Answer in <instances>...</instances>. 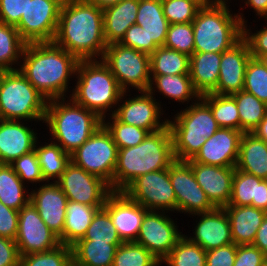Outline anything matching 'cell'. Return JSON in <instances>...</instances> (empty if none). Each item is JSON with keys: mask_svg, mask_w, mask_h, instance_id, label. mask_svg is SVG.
Wrapping results in <instances>:
<instances>
[{"mask_svg": "<svg viewBox=\"0 0 267 266\" xmlns=\"http://www.w3.org/2000/svg\"><path fill=\"white\" fill-rule=\"evenodd\" d=\"M245 6L252 8L256 15L267 19V0H245Z\"/></svg>", "mask_w": 267, "mask_h": 266, "instance_id": "680465c9", "label": "cell"}, {"mask_svg": "<svg viewBox=\"0 0 267 266\" xmlns=\"http://www.w3.org/2000/svg\"><path fill=\"white\" fill-rule=\"evenodd\" d=\"M242 134L240 130L219 128L188 161L204 165L236 167Z\"/></svg>", "mask_w": 267, "mask_h": 266, "instance_id": "ac0fdd59", "label": "cell"}, {"mask_svg": "<svg viewBox=\"0 0 267 266\" xmlns=\"http://www.w3.org/2000/svg\"><path fill=\"white\" fill-rule=\"evenodd\" d=\"M162 265L145 247L133 242L120 244L112 266H159Z\"/></svg>", "mask_w": 267, "mask_h": 266, "instance_id": "b9f144b4", "label": "cell"}, {"mask_svg": "<svg viewBox=\"0 0 267 266\" xmlns=\"http://www.w3.org/2000/svg\"><path fill=\"white\" fill-rule=\"evenodd\" d=\"M147 34V54L164 46L170 23L163 14L161 0H139L136 23Z\"/></svg>", "mask_w": 267, "mask_h": 266, "instance_id": "d4e9b609", "label": "cell"}, {"mask_svg": "<svg viewBox=\"0 0 267 266\" xmlns=\"http://www.w3.org/2000/svg\"><path fill=\"white\" fill-rule=\"evenodd\" d=\"M26 44L15 26L0 22V71L18 70Z\"/></svg>", "mask_w": 267, "mask_h": 266, "instance_id": "d590c367", "label": "cell"}, {"mask_svg": "<svg viewBox=\"0 0 267 266\" xmlns=\"http://www.w3.org/2000/svg\"><path fill=\"white\" fill-rule=\"evenodd\" d=\"M44 123L49 127L50 140L71 154L102 125V119L68 97L48 101Z\"/></svg>", "mask_w": 267, "mask_h": 266, "instance_id": "277c9868", "label": "cell"}, {"mask_svg": "<svg viewBox=\"0 0 267 266\" xmlns=\"http://www.w3.org/2000/svg\"><path fill=\"white\" fill-rule=\"evenodd\" d=\"M78 241L109 242V244L123 243L109 213L104 208L95 213L85 236Z\"/></svg>", "mask_w": 267, "mask_h": 266, "instance_id": "7bdbcfd3", "label": "cell"}, {"mask_svg": "<svg viewBox=\"0 0 267 266\" xmlns=\"http://www.w3.org/2000/svg\"><path fill=\"white\" fill-rule=\"evenodd\" d=\"M25 186L10 164H0V201L5 206L19 211L27 205L30 189Z\"/></svg>", "mask_w": 267, "mask_h": 266, "instance_id": "836d02e7", "label": "cell"}, {"mask_svg": "<svg viewBox=\"0 0 267 266\" xmlns=\"http://www.w3.org/2000/svg\"><path fill=\"white\" fill-rule=\"evenodd\" d=\"M38 186L30 192V202L48 228L59 237L65 224L67 196L57 182L46 181Z\"/></svg>", "mask_w": 267, "mask_h": 266, "instance_id": "44dd1931", "label": "cell"}, {"mask_svg": "<svg viewBox=\"0 0 267 266\" xmlns=\"http://www.w3.org/2000/svg\"><path fill=\"white\" fill-rule=\"evenodd\" d=\"M267 256L252 244L237 245L233 266H263Z\"/></svg>", "mask_w": 267, "mask_h": 266, "instance_id": "816d5d0a", "label": "cell"}, {"mask_svg": "<svg viewBox=\"0 0 267 266\" xmlns=\"http://www.w3.org/2000/svg\"><path fill=\"white\" fill-rule=\"evenodd\" d=\"M243 90L267 104V69L257 58L247 64Z\"/></svg>", "mask_w": 267, "mask_h": 266, "instance_id": "f6af8a7d", "label": "cell"}, {"mask_svg": "<svg viewBox=\"0 0 267 266\" xmlns=\"http://www.w3.org/2000/svg\"><path fill=\"white\" fill-rule=\"evenodd\" d=\"M56 182L68 200L88 206L104 207L107 197L113 192L106 181L87 173L72 161Z\"/></svg>", "mask_w": 267, "mask_h": 266, "instance_id": "4fadbf2b", "label": "cell"}, {"mask_svg": "<svg viewBox=\"0 0 267 266\" xmlns=\"http://www.w3.org/2000/svg\"><path fill=\"white\" fill-rule=\"evenodd\" d=\"M119 245L109 242L77 241L71 246L73 266H112Z\"/></svg>", "mask_w": 267, "mask_h": 266, "instance_id": "d6a6232c", "label": "cell"}, {"mask_svg": "<svg viewBox=\"0 0 267 266\" xmlns=\"http://www.w3.org/2000/svg\"><path fill=\"white\" fill-rule=\"evenodd\" d=\"M88 1L97 5L100 9L104 10L124 0H88Z\"/></svg>", "mask_w": 267, "mask_h": 266, "instance_id": "94428289", "label": "cell"}, {"mask_svg": "<svg viewBox=\"0 0 267 266\" xmlns=\"http://www.w3.org/2000/svg\"><path fill=\"white\" fill-rule=\"evenodd\" d=\"M164 47L187 54L194 53V31L192 22L170 24Z\"/></svg>", "mask_w": 267, "mask_h": 266, "instance_id": "bcb514c9", "label": "cell"}, {"mask_svg": "<svg viewBox=\"0 0 267 266\" xmlns=\"http://www.w3.org/2000/svg\"><path fill=\"white\" fill-rule=\"evenodd\" d=\"M258 59L262 62V64L267 69V55L260 56Z\"/></svg>", "mask_w": 267, "mask_h": 266, "instance_id": "be15d7a7", "label": "cell"}, {"mask_svg": "<svg viewBox=\"0 0 267 266\" xmlns=\"http://www.w3.org/2000/svg\"><path fill=\"white\" fill-rule=\"evenodd\" d=\"M228 205L252 206L267 212V179L258 178L235 168Z\"/></svg>", "mask_w": 267, "mask_h": 266, "instance_id": "484cf974", "label": "cell"}, {"mask_svg": "<svg viewBox=\"0 0 267 266\" xmlns=\"http://www.w3.org/2000/svg\"><path fill=\"white\" fill-rule=\"evenodd\" d=\"M174 116L173 121L168 119V126L172 135L175 160L192 159L206 139L220 128L210 107L201 98Z\"/></svg>", "mask_w": 267, "mask_h": 266, "instance_id": "52a82bcc", "label": "cell"}, {"mask_svg": "<svg viewBox=\"0 0 267 266\" xmlns=\"http://www.w3.org/2000/svg\"><path fill=\"white\" fill-rule=\"evenodd\" d=\"M123 242L136 241L143 216L148 211L142 205L131 200L124 192L113 191L103 207Z\"/></svg>", "mask_w": 267, "mask_h": 266, "instance_id": "d6986e66", "label": "cell"}, {"mask_svg": "<svg viewBox=\"0 0 267 266\" xmlns=\"http://www.w3.org/2000/svg\"><path fill=\"white\" fill-rule=\"evenodd\" d=\"M10 165L24 184H27L25 181L32 185L46 182L42 176L35 149L14 160Z\"/></svg>", "mask_w": 267, "mask_h": 266, "instance_id": "c3c4849f", "label": "cell"}, {"mask_svg": "<svg viewBox=\"0 0 267 266\" xmlns=\"http://www.w3.org/2000/svg\"><path fill=\"white\" fill-rule=\"evenodd\" d=\"M75 76L76 85L69 97L75 103L94 111L101 119L106 114L113 115L124 91L103 61L79 60Z\"/></svg>", "mask_w": 267, "mask_h": 266, "instance_id": "8992f818", "label": "cell"}, {"mask_svg": "<svg viewBox=\"0 0 267 266\" xmlns=\"http://www.w3.org/2000/svg\"><path fill=\"white\" fill-rule=\"evenodd\" d=\"M174 161L169 126L149 133L140 144L118 149L113 174V191L123 192L139 176L167 169Z\"/></svg>", "mask_w": 267, "mask_h": 266, "instance_id": "3957f363", "label": "cell"}, {"mask_svg": "<svg viewBox=\"0 0 267 266\" xmlns=\"http://www.w3.org/2000/svg\"><path fill=\"white\" fill-rule=\"evenodd\" d=\"M222 53L194 52L190 56L189 74L194 89L201 95L217 86Z\"/></svg>", "mask_w": 267, "mask_h": 266, "instance_id": "83f0119b", "label": "cell"}, {"mask_svg": "<svg viewBox=\"0 0 267 266\" xmlns=\"http://www.w3.org/2000/svg\"><path fill=\"white\" fill-rule=\"evenodd\" d=\"M117 155V145L111 134L101 125L85 143L70 154V160L87 173L102 178L113 191Z\"/></svg>", "mask_w": 267, "mask_h": 266, "instance_id": "30bf717a", "label": "cell"}, {"mask_svg": "<svg viewBox=\"0 0 267 266\" xmlns=\"http://www.w3.org/2000/svg\"><path fill=\"white\" fill-rule=\"evenodd\" d=\"M139 0H124L103 10L105 42H120L126 30L136 23Z\"/></svg>", "mask_w": 267, "mask_h": 266, "instance_id": "f1b7e54d", "label": "cell"}, {"mask_svg": "<svg viewBox=\"0 0 267 266\" xmlns=\"http://www.w3.org/2000/svg\"><path fill=\"white\" fill-rule=\"evenodd\" d=\"M123 192L148 211L176 213V195L169 168L139 176Z\"/></svg>", "mask_w": 267, "mask_h": 266, "instance_id": "8fae6325", "label": "cell"}, {"mask_svg": "<svg viewBox=\"0 0 267 266\" xmlns=\"http://www.w3.org/2000/svg\"><path fill=\"white\" fill-rule=\"evenodd\" d=\"M103 207H94L68 200L63 233L60 244L72 246L82 239L95 215Z\"/></svg>", "mask_w": 267, "mask_h": 266, "instance_id": "1f68e13d", "label": "cell"}, {"mask_svg": "<svg viewBox=\"0 0 267 266\" xmlns=\"http://www.w3.org/2000/svg\"><path fill=\"white\" fill-rule=\"evenodd\" d=\"M169 177L176 195V212L188 213L191 216L216 208L197 183L187 161L175 160L169 166Z\"/></svg>", "mask_w": 267, "mask_h": 266, "instance_id": "2e32d148", "label": "cell"}, {"mask_svg": "<svg viewBox=\"0 0 267 266\" xmlns=\"http://www.w3.org/2000/svg\"><path fill=\"white\" fill-rule=\"evenodd\" d=\"M127 93L123 92L119 101L123 103H118L113 113L120 122L143 128L149 133L160 131L168 126V118L161 119L165 114L161 108L162 102H157L148 91H140V95H134L131 98L126 97L130 96Z\"/></svg>", "mask_w": 267, "mask_h": 266, "instance_id": "9a60e30c", "label": "cell"}, {"mask_svg": "<svg viewBox=\"0 0 267 266\" xmlns=\"http://www.w3.org/2000/svg\"><path fill=\"white\" fill-rule=\"evenodd\" d=\"M189 63L187 54L161 46L150 55V75L189 74Z\"/></svg>", "mask_w": 267, "mask_h": 266, "instance_id": "8d00e7d4", "label": "cell"}, {"mask_svg": "<svg viewBox=\"0 0 267 266\" xmlns=\"http://www.w3.org/2000/svg\"><path fill=\"white\" fill-rule=\"evenodd\" d=\"M124 46L147 54V34L142 26L131 25L125 33V36L119 42Z\"/></svg>", "mask_w": 267, "mask_h": 266, "instance_id": "11a10c76", "label": "cell"}, {"mask_svg": "<svg viewBox=\"0 0 267 266\" xmlns=\"http://www.w3.org/2000/svg\"><path fill=\"white\" fill-rule=\"evenodd\" d=\"M20 266H73L72 248L60 244L49 251L22 255Z\"/></svg>", "mask_w": 267, "mask_h": 266, "instance_id": "ee69618b", "label": "cell"}, {"mask_svg": "<svg viewBox=\"0 0 267 266\" xmlns=\"http://www.w3.org/2000/svg\"><path fill=\"white\" fill-rule=\"evenodd\" d=\"M192 216L200 219L192 230L194 235L186 236L191 242L201 246L205 251L234 243L229 217L224 208H215Z\"/></svg>", "mask_w": 267, "mask_h": 266, "instance_id": "7402d4cb", "label": "cell"}, {"mask_svg": "<svg viewBox=\"0 0 267 266\" xmlns=\"http://www.w3.org/2000/svg\"><path fill=\"white\" fill-rule=\"evenodd\" d=\"M263 266H267V259L265 260Z\"/></svg>", "mask_w": 267, "mask_h": 266, "instance_id": "e7e4bbea", "label": "cell"}, {"mask_svg": "<svg viewBox=\"0 0 267 266\" xmlns=\"http://www.w3.org/2000/svg\"><path fill=\"white\" fill-rule=\"evenodd\" d=\"M235 168L258 178L267 179V143L251 132H244Z\"/></svg>", "mask_w": 267, "mask_h": 266, "instance_id": "f546056e", "label": "cell"}, {"mask_svg": "<svg viewBox=\"0 0 267 266\" xmlns=\"http://www.w3.org/2000/svg\"><path fill=\"white\" fill-rule=\"evenodd\" d=\"M38 143L39 140L37 139L34 149L38 157L42 176L47 182L50 180L56 182L65 171L66 165L71 161L70 154L52 140L50 143L41 146Z\"/></svg>", "mask_w": 267, "mask_h": 266, "instance_id": "e575fe53", "label": "cell"}, {"mask_svg": "<svg viewBox=\"0 0 267 266\" xmlns=\"http://www.w3.org/2000/svg\"><path fill=\"white\" fill-rule=\"evenodd\" d=\"M22 58L18 70L47 101L68 98L79 62L74 55L52 41L27 43Z\"/></svg>", "mask_w": 267, "mask_h": 266, "instance_id": "7a4b0ae2", "label": "cell"}, {"mask_svg": "<svg viewBox=\"0 0 267 266\" xmlns=\"http://www.w3.org/2000/svg\"><path fill=\"white\" fill-rule=\"evenodd\" d=\"M161 263L167 266H206V251L184 234Z\"/></svg>", "mask_w": 267, "mask_h": 266, "instance_id": "ab89813d", "label": "cell"}, {"mask_svg": "<svg viewBox=\"0 0 267 266\" xmlns=\"http://www.w3.org/2000/svg\"><path fill=\"white\" fill-rule=\"evenodd\" d=\"M150 77L148 92L153 96L157 90L167 99H172L182 104L187 102V106L190 100L191 102L192 100L196 102L201 97L193 87L190 74L150 75Z\"/></svg>", "mask_w": 267, "mask_h": 266, "instance_id": "4dcf8cb0", "label": "cell"}, {"mask_svg": "<svg viewBox=\"0 0 267 266\" xmlns=\"http://www.w3.org/2000/svg\"><path fill=\"white\" fill-rule=\"evenodd\" d=\"M187 162L191 165L197 183L204 190L210 202L216 208L227 206L231 197L235 167L204 165L195 161Z\"/></svg>", "mask_w": 267, "mask_h": 266, "instance_id": "603a6c76", "label": "cell"}, {"mask_svg": "<svg viewBox=\"0 0 267 266\" xmlns=\"http://www.w3.org/2000/svg\"><path fill=\"white\" fill-rule=\"evenodd\" d=\"M15 243L20 256L49 251L60 245L58 236L44 223L31 202L19 210Z\"/></svg>", "mask_w": 267, "mask_h": 266, "instance_id": "e0dca14e", "label": "cell"}, {"mask_svg": "<svg viewBox=\"0 0 267 266\" xmlns=\"http://www.w3.org/2000/svg\"><path fill=\"white\" fill-rule=\"evenodd\" d=\"M53 42L78 60H101L107 47L103 10L88 0H64Z\"/></svg>", "mask_w": 267, "mask_h": 266, "instance_id": "6da1fadb", "label": "cell"}, {"mask_svg": "<svg viewBox=\"0 0 267 266\" xmlns=\"http://www.w3.org/2000/svg\"><path fill=\"white\" fill-rule=\"evenodd\" d=\"M46 98L19 70L0 71V116L6 120L43 121Z\"/></svg>", "mask_w": 267, "mask_h": 266, "instance_id": "ba28073f", "label": "cell"}, {"mask_svg": "<svg viewBox=\"0 0 267 266\" xmlns=\"http://www.w3.org/2000/svg\"><path fill=\"white\" fill-rule=\"evenodd\" d=\"M252 245L256 246L267 256V215L264 218L261 226L257 230L255 239Z\"/></svg>", "mask_w": 267, "mask_h": 266, "instance_id": "6f0895ef", "label": "cell"}, {"mask_svg": "<svg viewBox=\"0 0 267 266\" xmlns=\"http://www.w3.org/2000/svg\"><path fill=\"white\" fill-rule=\"evenodd\" d=\"M195 4H197L200 8L201 7H208L213 5L217 0H191Z\"/></svg>", "mask_w": 267, "mask_h": 266, "instance_id": "6125c7cd", "label": "cell"}, {"mask_svg": "<svg viewBox=\"0 0 267 266\" xmlns=\"http://www.w3.org/2000/svg\"><path fill=\"white\" fill-rule=\"evenodd\" d=\"M20 257L15 240L0 237V266H20Z\"/></svg>", "mask_w": 267, "mask_h": 266, "instance_id": "9f6ffc18", "label": "cell"}, {"mask_svg": "<svg viewBox=\"0 0 267 266\" xmlns=\"http://www.w3.org/2000/svg\"><path fill=\"white\" fill-rule=\"evenodd\" d=\"M19 211L0 201V237L15 240L18 231Z\"/></svg>", "mask_w": 267, "mask_h": 266, "instance_id": "db71d44e", "label": "cell"}, {"mask_svg": "<svg viewBox=\"0 0 267 266\" xmlns=\"http://www.w3.org/2000/svg\"><path fill=\"white\" fill-rule=\"evenodd\" d=\"M167 213L165 211H147L143 216L135 241L145 247L160 262L168 256L184 235L179 232L178 225Z\"/></svg>", "mask_w": 267, "mask_h": 266, "instance_id": "5bb4252c", "label": "cell"}, {"mask_svg": "<svg viewBox=\"0 0 267 266\" xmlns=\"http://www.w3.org/2000/svg\"><path fill=\"white\" fill-rule=\"evenodd\" d=\"M102 119V125L111 134L118 149L134 147L140 144L149 132L143 128L120 122L114 115Z\"/></svg>", "mask_w": 267, "mask_h": 266, "instance_id": "60d3db41", "label": "cell"}, {"mask_svg": "<svg viewBox=\"0 0 267 266\" xmlns=\"http://www.w3.org/2000/svg\"><path fill=\"white\" fill-rule=\"evenodd\" d=\"M267 22V19H265ZM246 23L243 24V38L248 43L250 54L253 58L267 55V25L256 33L247 28Z\"/></svg>", "mask_w": 267, "mask_h": 266, "instance_id": "681fc988", "label": "cell"}, {"mask_svg": "<svg viewBox=\"0 0 267 266\" xmlns=\"http://www.w3.org/2000/svg\"><path fill=\"white\" fill-rule=\"evenodd\" d=\"M223 208L229 217L233 242L236 245L252 244L267 212L252 206L227 205Z\"/></svg>", "mask_w": 267, "mask_h": 266, "instance_id": "4316f807", "label": "cell"}, {"mask_svg": "<svg viewBox=\"0 0 267 266\" xmlns=\"http://www.w3.org/2000/svg\"><path fill=\"white\" fill-rule=\"evenodd\" d=\"M251 57L248 43L243 37L230 49L222 52L219 79L211 93L231 95L242 91L246 67Z\"/></svg>", "mask_w": 267, "mask_h": 266, "instance_id": "ffe728a7", "label": "cell"}, {"mask_svg": "<svg viewBox=\"0 0 267 266\" xmlns=\"http://www.w3.org/2000/svg\"><path fill=\"white\" fill-rule=\"evenodd\" d=\"M25 124L21 120L0 121V164H11L34 150L38 133Z\"/></svg>", "mask_w": 267, "mask_h": 266, "instance_id": "cb8c5ba5", "label": "cell"}, {"mask_svg": "<svg viewBox=\"0 0 267 266\" xmlns=\"http://www.w3.org/2000/svg\"><path fill=\"white\" fill-rule=\"evenodd\" d=\"M200 98L210 107L220 128L240 130L237 103L231 95L207 93Z\"/></svg>", "mask_w": 267, "mask_h": 266, "instance_id": "f35d334b", "label": "cell"}, {"mask_svg": "<svg viewBox=\"0 0 267 266\" xmlns=\"http://www.w3.org/2000/svg\"><path fill=\"white\" fill-rule=\"evenodd\" d=\"M237 103L240 131L252 132L267 115V104L244 90L231 94Z\"/></svg>", "mask_w": 267, "mask_h": 266, "instance_id": "74e56055", "label": "cell"}, {"mask_svg": "<svg viewBox=\"0 0 267 266\" xmlns=\"http://www.w3.org/2000/svg\"><path fill=\"white\" fill-rule=\"evenodd\" d=\"M161 4L170 24L192 22L200 8L191 0H161Z\"/></svg>", "mask_w": 267, "mask_h": 266, "instance_id": "7dc6e473", "label": "cell"}, {"mask_svg": "<svg viewBox=\"0 0 267 266\" xmlns=\"http://www.w3.org/2000/svg\"><path fill=\"white\" fill-rule=\"evenodd\" d=\"M101 60L124 92H130V87L138 92L148 91L150 55L115 42L107 45Z\"/></svg>", "mask_w": 267, "mask_h": 266, "instance_id": "9c48e42d", "label": "cell"}, {"mask_svg": "<svg viewBox=\"0 0 267 266\" xmlns=\"http://www.w3.org/2000/svg\"><path fill=\"white\" fill-rule=\"evenodd\" d=\"M64 0H27L25 14L15 26L26 43L52 42Z\"/></svg>", "mask_w": 267, "mask_h": 266, "instance_id": "7c38bea8", "label": "cell"}, {"mask_svg": "<svg viewBox=\"0 0 267 266\" xmlns=\"http://www.w3.org/2000/svg\"><path fill=\"white\" fill-rule=\"evenodd\" d=\"M251 133L267 143V115L260 121L259 125L253 129Z\"/></svg>", "mask_w": 267, "mask_h": 266, "instance_id": "91938a15", "label": "cell"}, {"mask_svg": "<svg viewBox=\"0 0 267 266\" xmlns=\"http://www.w3.org/2000/svg\"><path fill=\"white\" fill-rule=\"evenodd\" d=\"M26 7L27 0H0V22L16 26Z\"/></svg>", "mask_w": 267, "mask_h": 266, "instance_id": "f907efd6", "label": "cell"}, {"mask_svg": "<svg viewBox=\"0 0 267 266\" xmlns=\"http://www.w3.org/2000/svg\"><path fill=\"white\" fill-rule=\"evenodd\" d=\"M236 251L235 243L206 251V266H233Z\"/></svg>", "mask_w": 267, "mask_h": 266, "instance_id": "f5cc1de1", "label": "cell"}, {"mask_svg": "<svg viewBox=\"0 0 267 266\" xmlns=\"http://www.w3.org/2000/svg\"><path fill=\"white\" fill-rule=\"evenodd\" d=\"M229 1H216L198 9L192 21L194 52L222 53L243 37V13L231 14Z\"/></svg>", "mask_w": 267, "mask_h": 266, "instance_id": "5b68a950", "label": "cell"}]
</instances>
